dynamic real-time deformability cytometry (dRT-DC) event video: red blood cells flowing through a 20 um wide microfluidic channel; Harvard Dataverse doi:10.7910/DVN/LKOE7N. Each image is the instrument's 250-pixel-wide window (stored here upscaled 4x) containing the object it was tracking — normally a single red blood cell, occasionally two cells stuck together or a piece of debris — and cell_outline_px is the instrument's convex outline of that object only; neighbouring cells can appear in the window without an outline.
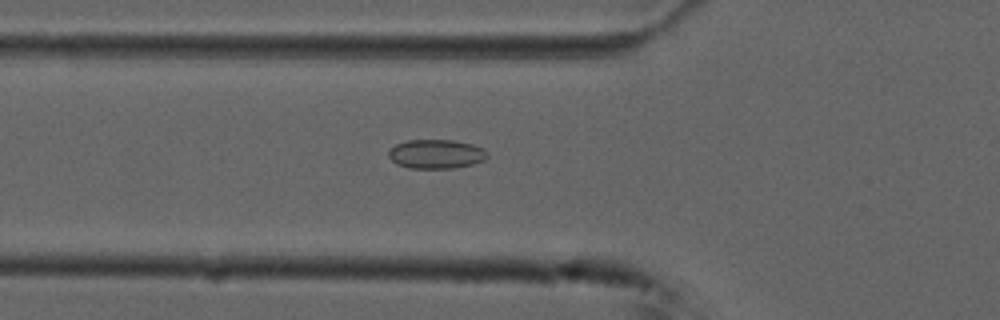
{"species": "common noctule bat (a hibernating species)", "species_latin": "Nyctalus noctula", "temperature_condition": "cold", "stored_images_in_passage": 54, "camera_frame_rate_fps": 3000, "um_per_image_px": 0.085, "animal": {"sex": "male", "forearm_length_mm": 52.5}, "frame": {"image": 1, "passage_image": 19, "time_ms": 6.0, "image_size_px": [1000, 320], "cell_outline_px": [[488, 156], [484, 160], [472, 164], [452, 168], [408, 168], [396, 164], [388, 156], [388, 152], [396, 144], [408, 140], [452, 140], [472, 144], [484, 148], [488, 152]], "centroid_in_image_um": [37.08, 13.09], "position_along_channel_um": 88.7, "area_um2": 16.76}}
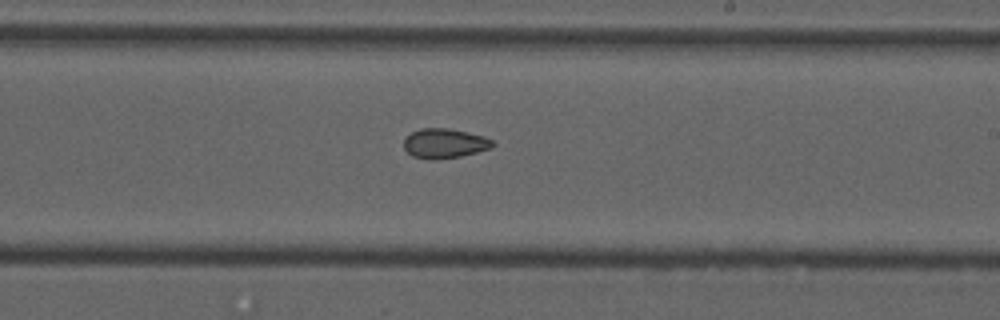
{"frame": {"image": 2, "passage_image": 32, "time_ms": 10.333, "image_size_px": [1000, 320], "cell_outline_px": [[496, 144], [492, 148], [460, 156], [436, 160], [432, 160], [412, 156], [404, 148], [404, 140], [412, 132], [420, 128], [448, 128], [468, 132], [484, 136], [492, 140]], "centroid_in_image_um": [37.8, 12.19], "position_along_channel_um": 251.2, "area_um2": 15.37}}
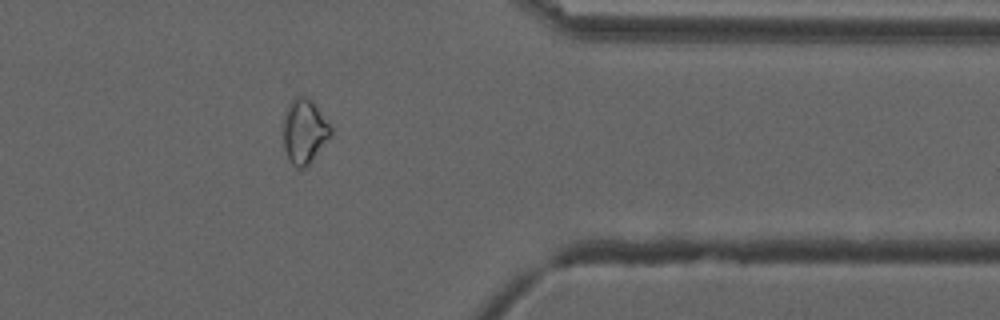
{"frame": {"image": 3, "passage_image": 44, "time_ms": 14.333, "image_size_px": [1000, 320], "cell_outline_px": [[332, 132], [312, 160], [304, 168], [296, 168], [292, 164], [284, 148], [284, 120], [288, 108], [296, 96], [304, 96], [312, 100], [332, 128]], "centroid_in_image_um": [25.87, 11.17], "position_along_channel_um": 385.5, "area_um2": 17.22}, "authors_computed_cell_mechanics": {"area_um2": 17.34, "velocity_mm_per_s": 3.7409, "shape_relaxation_time_tau1_ms": null, "shape_relaxation_time_tau2_ms": 3.3785, "deformation_change_tau1": null, "deformation_change_tau2": 0.072}}